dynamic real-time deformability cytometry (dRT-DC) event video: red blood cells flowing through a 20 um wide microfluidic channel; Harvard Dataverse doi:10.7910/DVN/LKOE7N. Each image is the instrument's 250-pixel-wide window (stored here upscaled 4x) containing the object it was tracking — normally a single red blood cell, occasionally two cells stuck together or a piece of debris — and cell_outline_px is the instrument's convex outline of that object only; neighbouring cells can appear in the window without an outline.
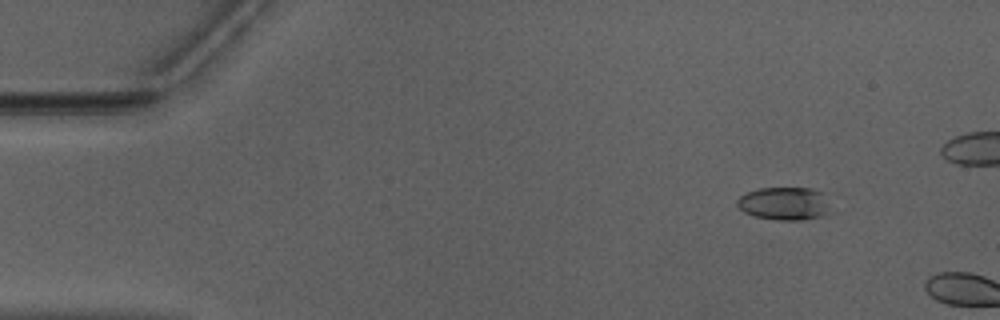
{"species": "Egyptian fruit bat (a non-hibernating species)", "species_latin": "Rousettus aegyptiacus", "temperature_condition": "warm", "stored_images_in_passage": 13, "camera_frame_rate_fps": 3000, "um_per_image_px": 0.085, "animal": {"sex": "male"}, "frame": {"image": 1, "passage_image": 6, "time_ms": 1.667, "image_size_px": [1000, 320], "cell_outline_px": [[832, 212], [820, 216], [800, 220], [780, 220], [756, 216], [744, 212], [736, 204], [736, 200], [740, 196], [748, 192], [760, 188], [812, 188], [824, 192]], "centroid_in_image_um": [66.71, 17.29], "position_along_channel_um": 18.3, "area_um2": 18.03}}